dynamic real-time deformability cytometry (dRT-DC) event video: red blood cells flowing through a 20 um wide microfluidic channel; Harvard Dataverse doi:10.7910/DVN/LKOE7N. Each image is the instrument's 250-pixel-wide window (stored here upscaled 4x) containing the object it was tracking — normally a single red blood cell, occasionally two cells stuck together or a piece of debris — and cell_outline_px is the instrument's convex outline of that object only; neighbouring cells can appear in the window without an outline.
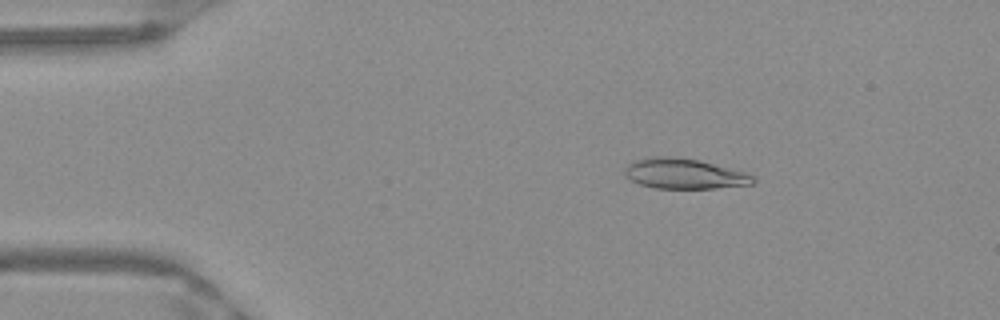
{"species": "Egyptian fruit bat (a non-hibernating species)", "species_latin": "Rousettus aegyptiacus", "temperature_condition": "warm", "stored_images_in_passage": 50, "camera_frame_rate_fps": 3000, "um_per_image_px": 0.085, "frame": {"image": 1, "passage_image": 8, "time_ms": 2.333, "image_size_px": [1000, 320], "cell_outline_px": [[756, 180], [752, 184], [712, 188], [652, 188], [640, 184], [624, 176], [624, 168], [628, 164], [636, 160], [656, 156], [668, 156], [696, 160], [744, 172], [752, 176]], "centroid_in_image_um": [58.1, 14.77], "position_along_channel_um": 26.9, "area_um2": 22.2}}
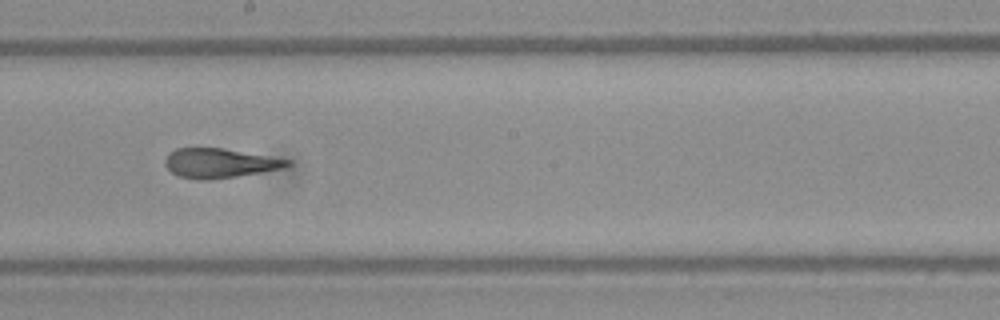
{"frame": {"image": 2, "passage_image": 28, "time_ms": 9.0, "image_size_px": [1000, 320], "cell_outline_px": [[292, 164], [284, 168], [236, 176], [208, 180], [196, 180], [180, 176], [172, 172], [164, 164], [164, 160], [168, 152], [176, 148], [224, 148], [292, 160]], "centroid_in_image_um": [18.66, 13.86], "position_along_channel_um": 229.5, "area_um2": 21.04}}
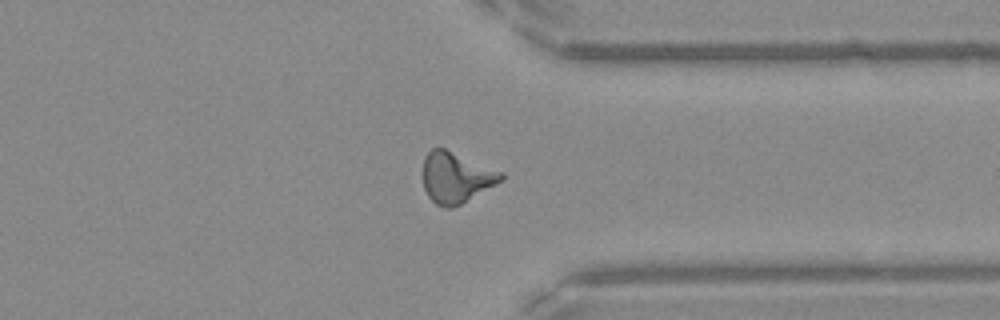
{"frame": {"image": 3, "passage_image": 39, "time_ms": 12.667, "image_size_px": [1000, 320], "cell_outline_px": [[504, 180], [460, 204], [452, 208], [444, 208], [436, 204], [428, 196], [424, 188], [424, 156], [432, 148], [444, 148], [504, 172]], "centroid_in_image_um": [38.78, 15.09], "position_along_channel_um": 372.6, "area_um2": 23.0}, "authors_computed_cell_mechanics": {"area_um2": 22.1085, "velocity_mm_per_s": 3.9814, "shape_relaxation_time_tau1_ms": 9.6088, "shape_relaxation_time_tau2_ms": 1.4757, "deformation_change_tau1": 0.3042, "deformation_change_tau2": 0.1145}}